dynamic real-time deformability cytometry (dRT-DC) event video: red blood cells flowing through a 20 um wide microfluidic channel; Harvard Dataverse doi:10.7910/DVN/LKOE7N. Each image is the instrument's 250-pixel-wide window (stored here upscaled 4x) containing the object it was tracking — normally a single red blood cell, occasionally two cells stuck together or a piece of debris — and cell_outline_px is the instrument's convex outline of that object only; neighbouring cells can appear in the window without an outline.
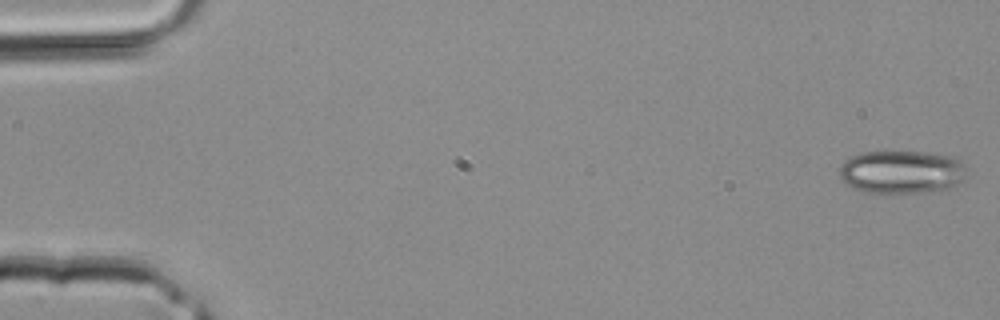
{"species": "common noctule bat (a hibernating species)", "species_latin": "Nyctalus noctula", "temperature_condition": "room temperature", "stored_images_in_passage": 10, "camera_frame_rate_fps": 3000, "um_per_image_px": 0.085, "animal": {"sex": "male", "body_mass_g": 20.4}, "frame": {"image": 1, "passage_image": 1, "time_ms": 0.0, "image_size_px": [1000, 320], "cell_outline_px": [[964, 180], [952, 188], [924, 192], [876, 196], [852, 188], [844, 184], [840, 180], [840, 164], [844, 160], [852, 156], [864, 152], [924, 152], [952, 156], [960, 160], [964, 164]], "centroid_in_image_um": [76.59, 14.67], "position_along_channel_um": 8.4, "area_um2": 32.95}}